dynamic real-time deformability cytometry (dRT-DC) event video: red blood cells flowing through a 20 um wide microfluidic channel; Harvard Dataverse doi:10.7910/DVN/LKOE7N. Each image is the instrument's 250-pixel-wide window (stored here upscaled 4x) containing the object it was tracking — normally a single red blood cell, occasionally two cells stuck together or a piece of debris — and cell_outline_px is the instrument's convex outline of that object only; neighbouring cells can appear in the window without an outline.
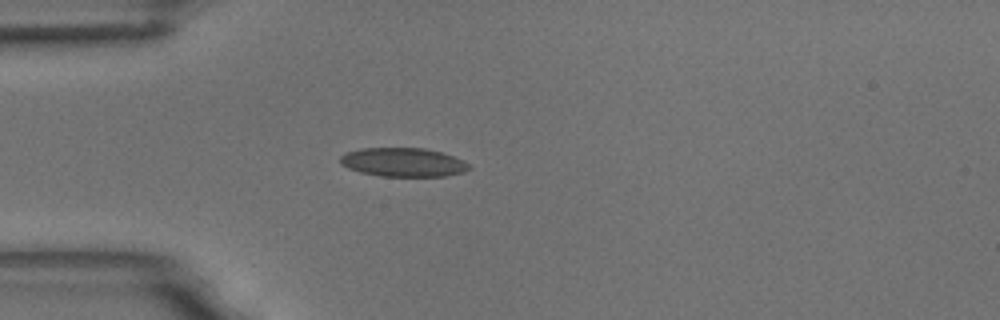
{"species": "common noctule bat (a hibernating species)", "species_latin": "Nyctalus noctula", "temperature_condition": "room temperature", "stored_images_in_passage": 41, "camera_frame_rate_fps": 3000, "um_per_image_px": 0.085, "animal": {"sex": "male", "body_mass_g": 18.8}, "frame": {"image": 1, "passage_image": 1, "time_ms": 0.0, "image_size_px": [1000, 320], "cell_outline_px": [[472, 168], [464, 172], [444, 176], [380, 176], [360, 172], [348, 168], [340, 164], [340, 156], [344, 152], [360, 148], [424, 148], [440, 152], [452, 156], [468, 164]], "centroid_in_image_um": [34.22, 13.79], "position_along_channel_um": 50.8, "area_um2": 21.62}}
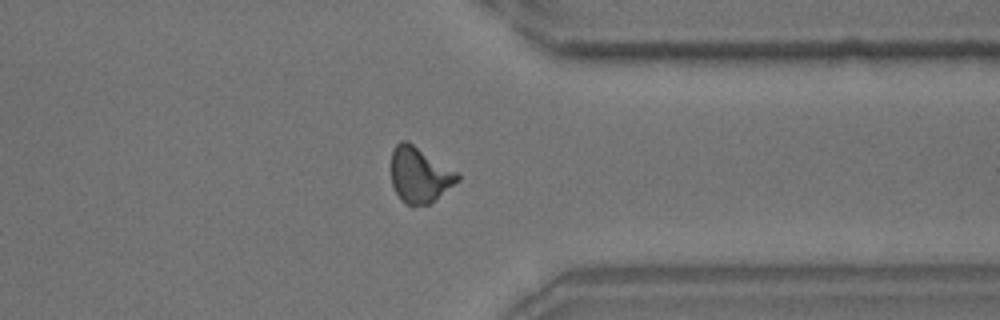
{"frame": {"image": 2, "passage_image": 29, "time_ms": 9.333, "image_size_px": [1000, 320], "cell_outline_px": [[460, 180], [428, 204], [412, 208], [404, 204], [396, 192], [392, 184], [392, 152], [396, 144], [400, 140], [408, 140], [460, 172]], "centroid_in_image_um": [35.68, 14.86], "position_along_channel_um": 375.7, "area_um2": 21.91}}
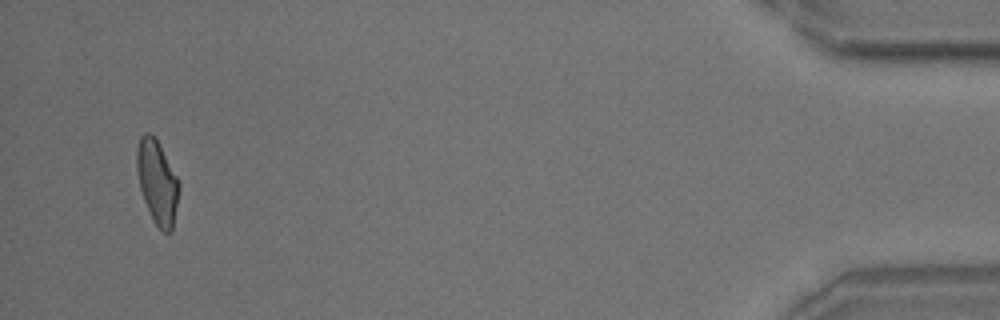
{"frame": {"image": 3, "passage_image": 39, "time_ms": 12.667, "image_size_px": [1000, 320], "cell_outline_px": [[180, 188], [172, 232], [164, 232], [156, 224], [144, 200], [140, 188], [136, 168], [136, 152], [140, 136], [144, 132], [148, 132], [156, 140], [176, 176], [180, 184]], "centroid_in_image_um": [13.36, 15.48], "position_along_channel_um": 421.8, "area_um2": 20.11}, "authors_computed_cell_mechanics": {"area_um2": 21.0392, "velocity_mm_per_s": 3.6333, "shape_relaxation_time_tau1_ms": 8.9955, "shape_relaxation_time_tau2_ms": 1.9624, "deformation_change_tau1": 0.1803, "deformation_change_tau2": 0.0901}}